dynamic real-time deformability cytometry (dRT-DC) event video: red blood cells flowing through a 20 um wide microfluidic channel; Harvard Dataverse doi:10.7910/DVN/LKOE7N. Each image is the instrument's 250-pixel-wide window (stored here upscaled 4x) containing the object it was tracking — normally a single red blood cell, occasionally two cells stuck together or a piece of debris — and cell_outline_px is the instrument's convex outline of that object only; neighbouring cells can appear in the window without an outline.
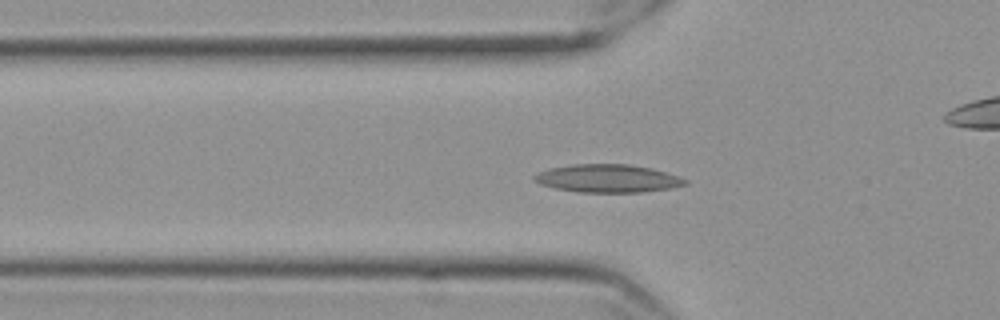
{"species": "Egyptian fruit bat (a non-hibernating species)", "species_latin": "Rousettus aegyptiacus", "temperature_condition": "cold", "stored_images_in_passage": 59, "camera_frame_rate_fps": 3000, "um_per_image_px": 0.085, "frame": {"image": 1, "passage_image": 20, "time_ms": 6.333, "image_size_px": [1000, 320], "cell_outline_px": [[688, 184], [672, 188], [640, 192], [580, 192], [556, 188], [540, 184], [532, 180], [532, 176], [540, 172], [552, 168], [572, 164], [628, 164], [652, 168], [688, 180]], "centroid_in_image_um": [51.65, 15.17], "position_along_channel_um": 74.1, "area_um2": 24.45}}
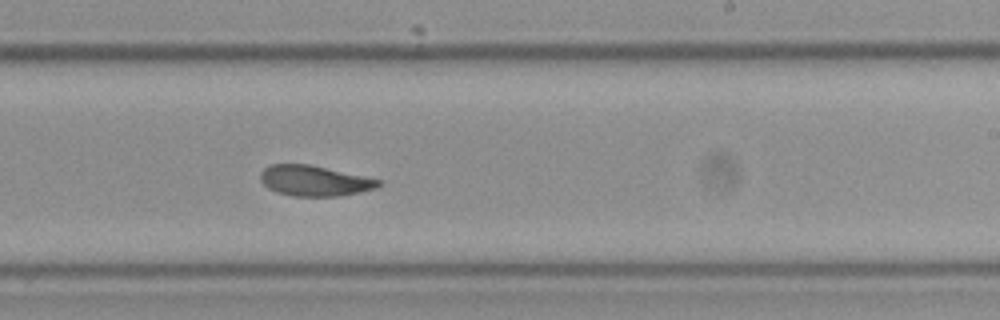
{"frame": {"image": 2, "passage_image": 36, "time_ms": 11.667, "image_size_px": [1000, 320], "cell_outline_px": [[384, 184], [376, 188], [360, 192], [340, 196], [292, 196], [276, 192], [268, 188], [260, 180], [260, 172], [264, 168], [272, 164], [308, 164], [364, 176], [380, 180]], "centroid_in_image_um": [26.72, 15.37], "position_along_channel_um": 262.3, "area_um2": 20.98}}
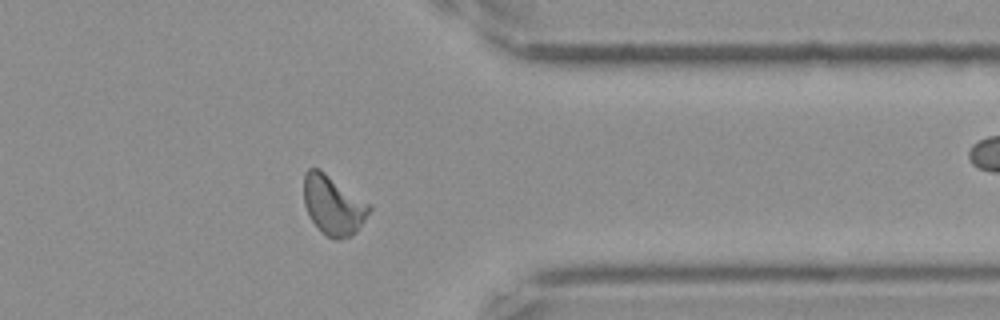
{"frame": {"image": 3, "passage_image": 47, "time_ms": 15.333, "image_size_px": [1000, 320], "cell_outline_px": [[372, 208], [356, 232], [340, 240], [336, 240], [328, 236], [312, 220], [304, 204], [304, 172], [308, 168], [320, 168], [368, 204]], "centroid_in_image_um": [28.3, 17.41], "position_along_channel_um": 383.1, "area_um2": 22.08}, "authors_computed_cell_mechanics": {"area_um2": 21.675, "velocity_mm_per_s": 3.5174, "shape_relaxation_time_tau1_ms": null, "shape_relaxation_time_tau2_ms": 2.6306, "deformation_change_tau1": null, "deformation_change_tau2": 0.069}}